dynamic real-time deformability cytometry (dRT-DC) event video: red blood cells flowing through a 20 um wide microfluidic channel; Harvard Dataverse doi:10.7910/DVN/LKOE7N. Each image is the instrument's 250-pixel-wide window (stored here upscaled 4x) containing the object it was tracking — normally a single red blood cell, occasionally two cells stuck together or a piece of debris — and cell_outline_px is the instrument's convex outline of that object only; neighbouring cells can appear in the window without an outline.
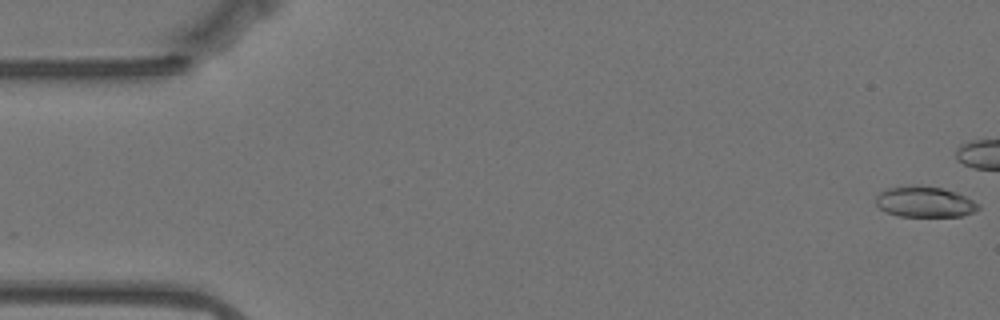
{"species": "Egyptian fruit bat (a non-hibernating species)", "species_latin": "Rousettus aegyptiacus", "temperature_condition": "warm", "stored_images_in_passage": 45, "camera_frame_rate_fps": 3000, "um_per_image_px": 0.085, "animal": {"sex": "female"}, "frame": {"image": 1, "passage_image": 1, "time_ms": 0.0, "image_size_px": [1000, 320], "cell_outline_px": [[980, 208], [972, 212], [960, 216], [900, 216], [888, 212], [880, 208], [876, 204], [876, 196], [880, 192], [888, 188], [912, 184], [920, 184], [944, 188], [956, 192], [980, 204]], "centroid_in_image_um": [78.59, 17.13], "position_along_channel_um": 6.4, "area_um2": 18.44}}
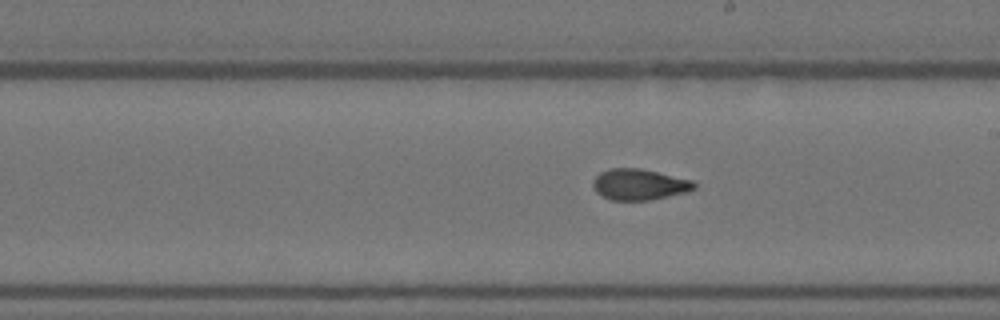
{"frame": {"image": 2, "passage_image": 32, "time_ms": 10.333, "image_size_px": [1000, 320], "cell_outline_px": [[696, 188], [688, 192], [652, 200], [612, 200], [596, 192], [592, 188], [592, 180], [600, 172], [608, 168], [640, 168], [692, 180], [696, 184]], "centroid_in_image_um": [54.33, 15.68], "position_along_channel_um": 234.7, "area_um2": 18.44}}
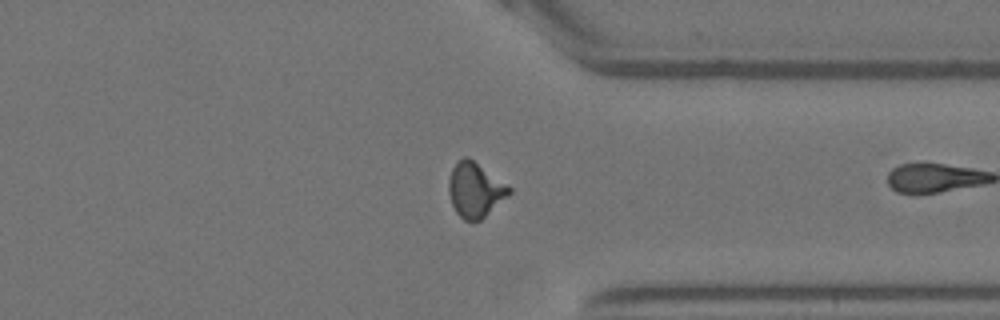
{"frame": {"image": 3, "passage_image": 44, "time_ms": 14.333, "image_size_px": [1000, 320], "cell_outline_px": [[512, 192], [508, 196], [480, 220], [464, 220], [456, 212], [452, 204], [448, 192], [448, 180], [452, 168], [464, 156], [468, 156], [512, 188]], "centroid_in_image_um": [40.38, 16.13], "position_along_channel_um": 371.0, "area_um2": 19.07}}